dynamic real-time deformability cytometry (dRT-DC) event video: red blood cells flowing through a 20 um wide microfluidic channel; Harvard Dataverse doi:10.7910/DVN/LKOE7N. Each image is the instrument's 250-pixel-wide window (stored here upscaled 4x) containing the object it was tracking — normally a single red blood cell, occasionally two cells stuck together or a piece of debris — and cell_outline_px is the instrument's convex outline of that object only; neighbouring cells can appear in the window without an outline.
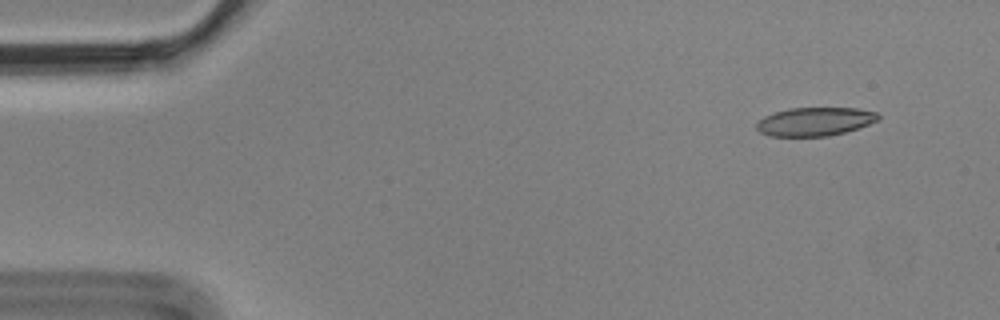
{"species": "Egyptian fruit bat (a non-hibernating species)", "species_latin": "Rousettus aegyptiacus", "temperature_condition": "cold", "stored_images_in_passage": 5, "camera_frame_rate_fps": 3000, "um_per_image_px": 0.085, "animal": {"sex": "male"}, "frame": {"image": 1, "passage_image": 2, "time_ms": 0.333, "image_size_px": [1000, 320], "cell_outline_px": [[880, 116], [876, 120], [868, 124], [844, 132], [828, 136], [768, 136], [760, 132], [756, 128], [756, 124], [764, 116], [788, 108], [856, 108], [876, 112]], "centroid_in_image_um": [69.23, 10.33], "position_along_channel_um": 15.8, "area_um2": 20.0}}